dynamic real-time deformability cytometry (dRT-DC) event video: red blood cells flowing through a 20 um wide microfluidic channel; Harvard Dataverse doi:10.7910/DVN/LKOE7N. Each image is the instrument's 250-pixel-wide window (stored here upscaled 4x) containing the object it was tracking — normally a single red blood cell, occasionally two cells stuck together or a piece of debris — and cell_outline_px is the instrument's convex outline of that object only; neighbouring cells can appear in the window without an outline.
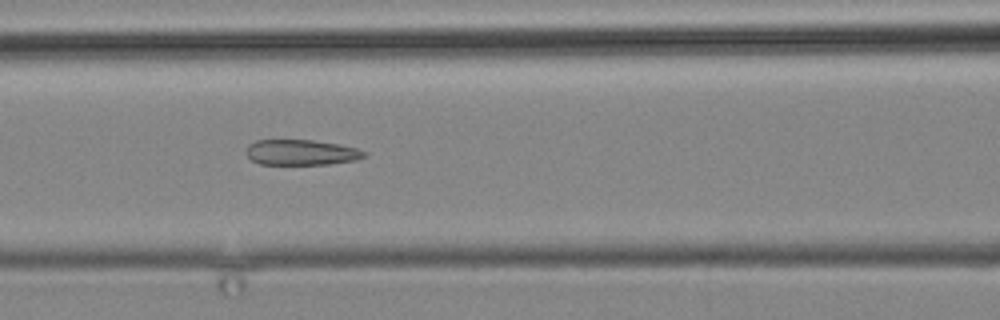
{"species": "common noctule bat (a hibernating species)", "species_latin": "Nyctalus noctula", "temperature_condition": "cold", "stored_images_in_passage": 12, "camera_frame_rate_fps": 3000, "um_per_image_px": 0.085, "animal": {"sex": "male", "body_mass_g": 19.2, "forearm_length_mm": 51.8}, "frame": {"image": 1, "passage_image": 12, "time_ms": 13.667, "image_size_px": [1000, 320], "cell_outline_px": [[368, 156], [356, 160], [328, 164], [260, 164], [252, 160], [248, 156], [248, 144], [256, 140], [312, 140], [340, 144], [356, 148], [368, 152]], "centroid_in_image_um": [25.67, 12.95], "position_along_channel_um": 140.9, "area_um2": 17.51}}